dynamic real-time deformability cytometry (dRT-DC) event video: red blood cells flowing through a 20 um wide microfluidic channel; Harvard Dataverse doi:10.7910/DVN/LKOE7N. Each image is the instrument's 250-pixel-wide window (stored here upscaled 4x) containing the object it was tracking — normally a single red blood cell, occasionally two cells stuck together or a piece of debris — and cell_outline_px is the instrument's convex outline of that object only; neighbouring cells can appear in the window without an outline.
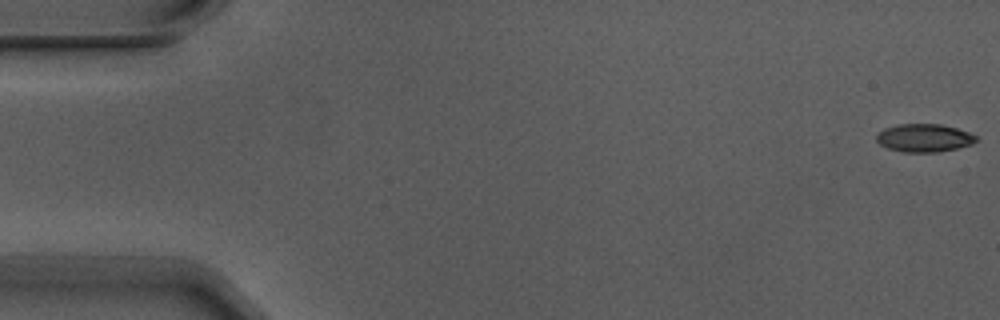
{"species": "Egyptian fruit bat (a non-hibernating species)", "species_latin": "Rousettus aegyptiacus", "temperature_condition": "warm", "stored_images_in_passage": 4, "camera_frame_rate_fps": 3000, "um_per_image_px": 0.085, "animal": {"sex": "male"}, "frame": {"image": 1, "passage_image": 1, "time_ms": 0.0, "image_size_px": [1000, 320], "cell_outline_px": [[980, 140], [972, 144], [956, 148], [936, 152], [904, 152], [888, 148], [880, 144], [876, 140], [876, 132], [884, 128], [900, 124], [940, 124], [956, 128], [968, 132], [976, 136]], "centroid_in_image_um": [78.54, 11.72], "position_along_channel_um": 6.5, "area_um2": 16.3}}